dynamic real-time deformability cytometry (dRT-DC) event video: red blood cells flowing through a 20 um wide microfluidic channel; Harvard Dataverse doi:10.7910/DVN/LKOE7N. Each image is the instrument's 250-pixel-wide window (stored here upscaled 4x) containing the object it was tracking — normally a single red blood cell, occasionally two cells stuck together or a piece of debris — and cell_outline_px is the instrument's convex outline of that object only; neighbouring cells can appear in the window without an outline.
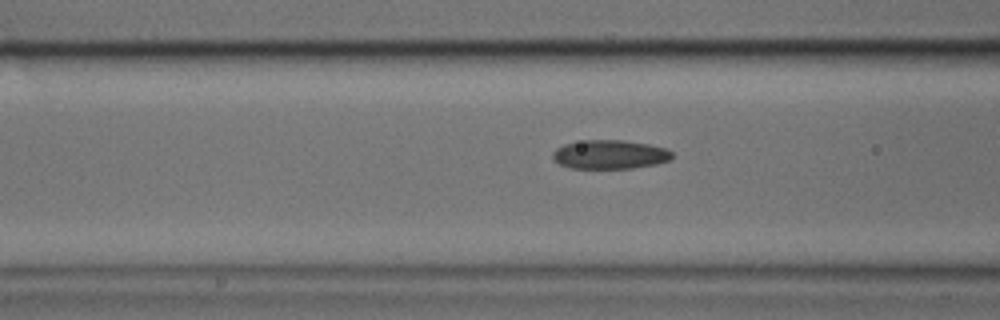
{"species": "common noctule bat (a hibernating species)", "species_latin": "Nyctalus noctula", "temperature_condition": "cold", "stored_images_in_passage": 14, "camera_frame_rate_fps": 3000, "um_per_image_px": 0.085, "animal": {"sex": "male", "body_mass_g": 17.9, "forearm_length_mm": 54.2}, "frame": {"image": 1, "passage_image": 12, "time_ms": 3.667, "image_size_px": [1000, 320], "cell_outline_px": [[672, 156], [668, 160], [656, 164], [632, 168], [572, 168], [560, 164], [552, 156], [552, 152], [556, 148], [564, 144], [588, 140], [624, 140], [648, 144], [668, 148], [672, 152]], "centroid_in_image_um": [51.85, 13.12], "position_along_channel_um": 114.7, "area_um2": 20.0}}